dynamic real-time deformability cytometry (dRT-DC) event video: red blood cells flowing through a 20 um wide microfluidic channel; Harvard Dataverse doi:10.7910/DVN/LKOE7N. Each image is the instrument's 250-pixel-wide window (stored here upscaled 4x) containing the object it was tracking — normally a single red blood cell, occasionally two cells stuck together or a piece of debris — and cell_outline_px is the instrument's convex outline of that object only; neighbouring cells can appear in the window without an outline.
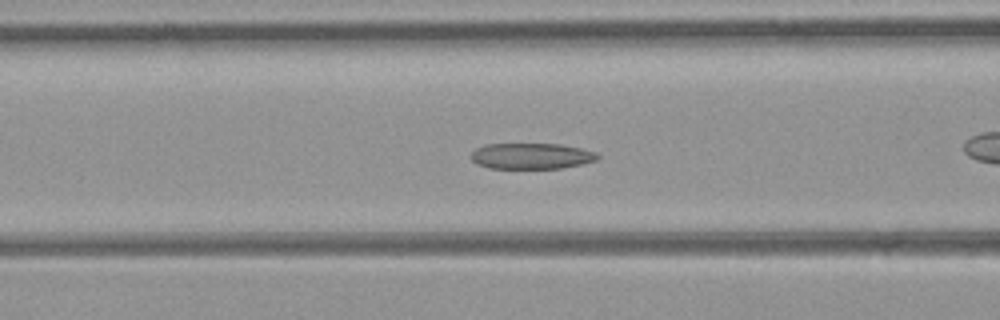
{"species": "common noctule bat (a hibernating species)", "species_latin": "Nyctalus noctula", "temperature_condition": "room temperature", "stored_images_in_passage": 33, "camera_frame_rate_fps": 3000, "um_per_image_px": 0.085, "animal": {"sex": "female", "body_mass_g": 21.9}, "frame": {"image": 1, "passage_image": 4, "time_ms": 1.0, "image_size_px": [1000, 320], "cell_outline_px": [[600, 156], [596, 160], [580, 164], [560, 168], [488, 168], [476, 164], [472, 160], [472, 152], [476, 148], [484, 144], [560, 144], [580, 148], [596, 152]], "centroid_in_image_um": [45.14, 13.26], "position_along_channel_um": 121.5, "area_um2": 19.02}}
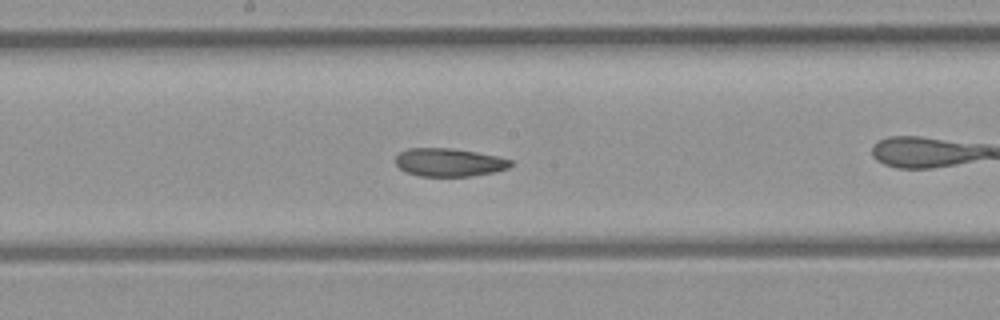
{"frame": {"image": 2, "passage_image": 10, "time_ms": 3.0, "image_size_px": [1000, 320], "cell_outline_px": [[512, 164], [508, 168], [492, 172], [472, 176], [420, 176], [404, 172], [396, 164], [396, 156], [400, 152], [408, 148], [452, 148], [476, 152], [496, 156], [512, 160]], "centroid_in_image_um": [38.15, 13.8], "position_along_channel_um": 210.1, "area_um2": 18.84}}
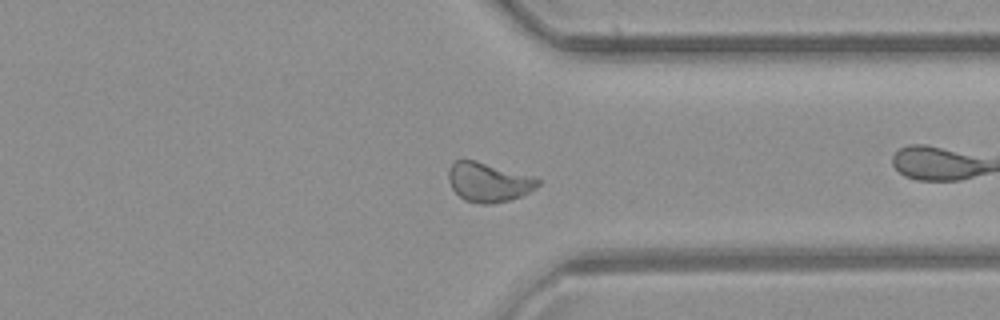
{"frame": {"image": 3, "passage_image": 21, "time_ms": 6.667, "image_size_px": [1000, 320], "cell_outline_px": [[540, 184], [528, 192], [520, 196], [508, 200], [492, 204], [480, 204], [464, 200], [452, 188], [448, 180], [448, 172], [452, 164], [456, 160], [476, 160], [536, 176], [540, 180]], "centroid_in_image_um": [41.54, 15.47], "position_along_channel_um": 369.9, "area_um2": 20.58}}